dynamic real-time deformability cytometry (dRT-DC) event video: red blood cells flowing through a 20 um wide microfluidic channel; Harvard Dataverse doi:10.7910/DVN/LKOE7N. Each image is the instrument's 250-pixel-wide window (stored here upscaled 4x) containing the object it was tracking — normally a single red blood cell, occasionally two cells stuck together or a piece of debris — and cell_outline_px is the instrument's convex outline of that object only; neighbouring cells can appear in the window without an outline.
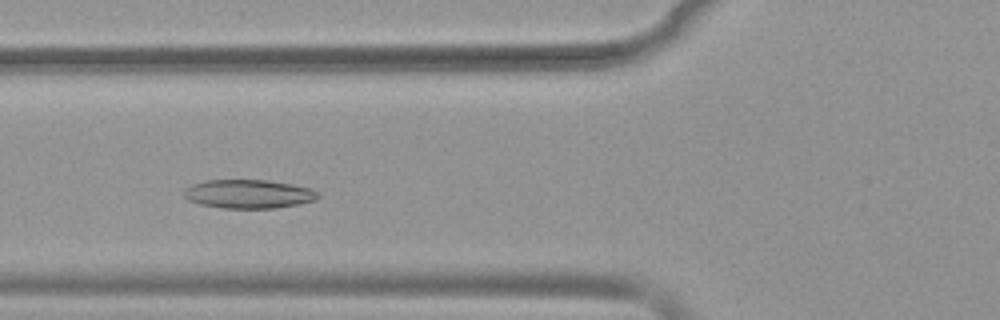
{"species": "common noctule bat (a hibernating species)", "species_latin": "Nyctalus noctula", "temperature_condition": "warm", "stored_images_in_passage": 47, "camera_frame_rate_fps": 3000, "um_per_image_px": 0.085, "animal": {"sex": "female", "body_mass_g": 19.9}, "frame": {"image": 1, "passage_image": 15, "time_ms": 4.667, "image_size_px": [1000, 320], "cell_outline_px": [[320, 196], [316, 200], [300, 204], [276, 208], [220, 208], [200, 204], [188, 200], [184, 196], [184, 188], [192, 184], [204, 180], [264, 180], [292, 184], [312, 188], [320, 192]], "centroid_in_image_um": [21.15, 16.49], "position_along_channel_um": 104.6, "area_um2": 22.72}}
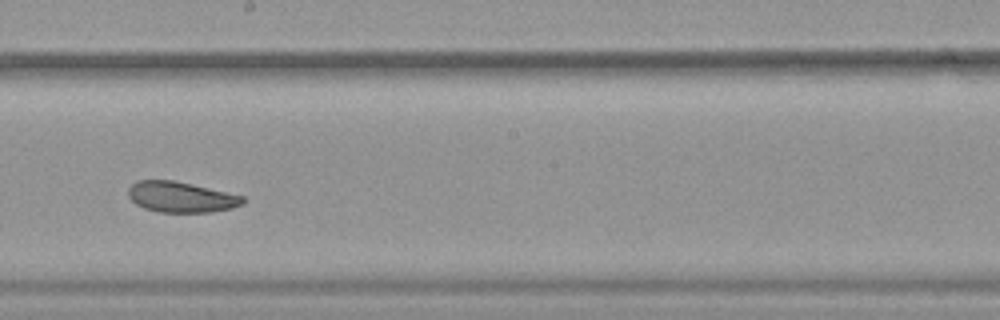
{"frame": {"image": 2, "passage_image": 25, "time_ms": 8.0, "image_size_px": [1000, 320], "cell_outline_px": [[244, 204], [232, 208], [212, 212], [156, 212], [144, 208], [136, 204], [128, 196], [128, 188], [136, 180], [172, 180], [192, 184], [244, 196]], "centroid_in_image_um": [15.37, 16.75], "position_along_channel_um": 232.8, "area_um2": 20.52}}
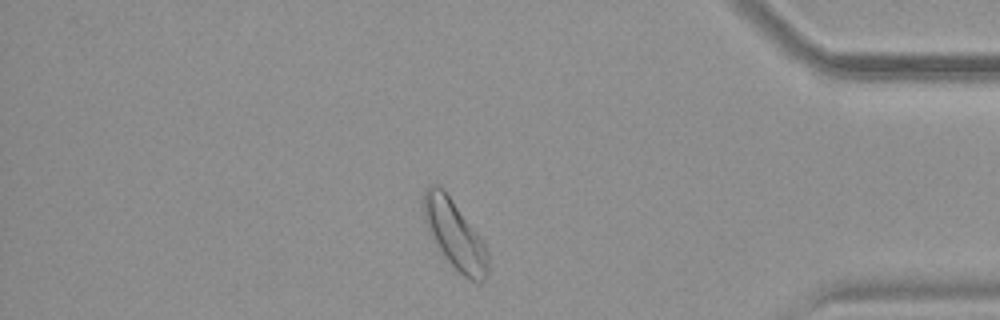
{"frame": {"image": 3, "passage_image": 40, "time_ms": 13.0, "image_size_px": [1000, 320], "cell_outline_px": [[488, 276], [480, 284], [476, 284], [464, 276], [448, 260], [428, 232], [424, 220], [420, 204], [424, 188], [428, 184], [440, 184], [444, 188], [480, 236], [488, 252]], "centroid_in_image_um": [38.62, 19.87], "position_along_channel_um": 396.6, "area_um2": 26.24}, "authors_computed_cell_mechanics": {"area_um2": 23.5246, "velocity_mm_per_s": 3.8506, "shape_relaxation_time_tau1_ms": 9.0553, "shape_relaxation_time_tau2_ms": 5.2658, "deformation_change_tau1": 0.182, "deformation_change_tau2": 0.1134}}